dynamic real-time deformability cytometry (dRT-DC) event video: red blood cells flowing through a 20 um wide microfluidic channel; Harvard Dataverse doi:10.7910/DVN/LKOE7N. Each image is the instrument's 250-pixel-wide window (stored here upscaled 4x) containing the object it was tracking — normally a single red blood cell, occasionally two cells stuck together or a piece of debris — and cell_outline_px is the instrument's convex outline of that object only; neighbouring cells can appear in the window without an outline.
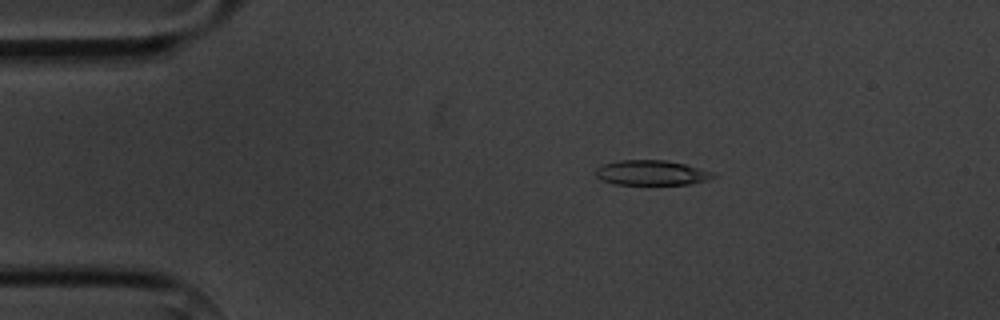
{"species": "common noctule bat (a hibernating species)", "species_latin": "Nyctalus noctula", "temperature_condition": "cold", "stored_images_in_passage": 6, "camera_frame_rate_fps": 3000, "um_per_image_px": 0.085, "animal": {"sex": "male", "body_mass_g": 20.1, "forearm_length_mm": 53.5}, "frame": {"image": 1, "passage_image": 2, "time_ms": 1.0, "image_size_px": [1000, 320], "cell_outline_px": [[716, 176], [708, 180], [688, 184], [616, 184], [604, 180], [596, 176], [596, 168], [604, 164], [620, 160], [664, 160], [684, 164], [712, 172]], "centroid_in_image_um": [55.38, 14.68], "position_along_channel_um": 29.6, "area_um2": 16.76}}
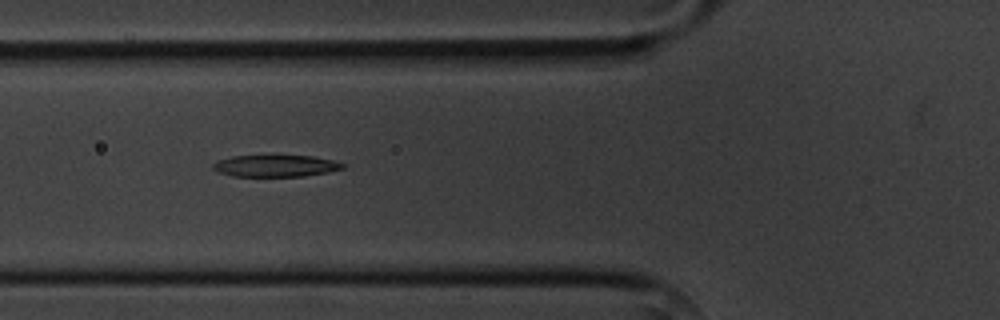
{"frame": {"image": 2, "passage_image": 5, "time_ms": 4.333, "image_size_px": [1000, 320], "cell_outline_px": [[344, 168], [328, 172], [304, 176], [232, 176], [220, 172], [212, 168], [212, 164], [216, 160], [232, 156], [312, 156], [332, 160], [344, 164]], "centroid_in_image_um": [23.39, 14.1], "position_along_channel_um": 102.4, "area_um2": 16.3}}
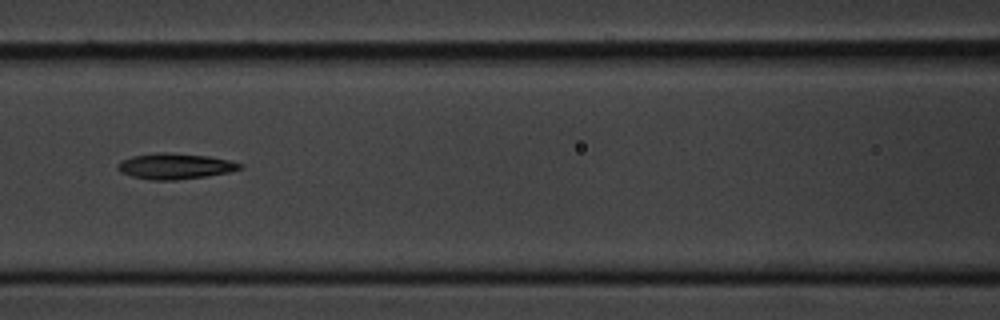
{"frame": {"image": 3, "passage_image": 6, "time_ms": 5.667, "image_size_px": [1000, 320], "cell_outline_px": [[244, 164], [240, 168], [228, 172], [208, 176], [176, 180], [152, 180], [132, 176], [120, 172], [116, 168], [116, 164], [120, 160], [132, 156], [156, 152], [164, 152], [208, 156], [228, 160]], "centroid_in_image_um": [14.82, 14.12], "position_along_channel_um": 151.8, "area_um2": 18.38}}